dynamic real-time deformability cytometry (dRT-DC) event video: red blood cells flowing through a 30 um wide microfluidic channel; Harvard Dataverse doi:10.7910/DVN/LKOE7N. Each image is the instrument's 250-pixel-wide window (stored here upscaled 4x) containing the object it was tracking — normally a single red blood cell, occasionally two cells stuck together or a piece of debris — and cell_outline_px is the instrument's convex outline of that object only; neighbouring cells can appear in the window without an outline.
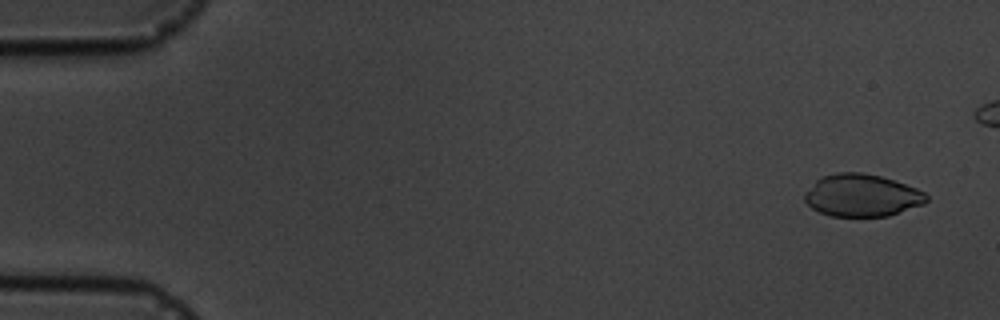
{"species": "common noctule bat (a hibernating species)", "species_latin": "Nyctalus noctula", "temperature_condition": "cold", "stored_images_in_passage": 5, "camera_frame_rate_fps": 3000, "um_per_image_px": 0.085, "animal": {"sex": "male", "body_mass_g": 19.5, "forearm_length_mm": 54.6}, "frame": {"image": 1, "passage_image": 1, "time_ms": 0.0, "image_size_px": [1000, 320], "cell_outline_px": [[928, 200], [924, 204], [888, 216], [832, 216], [820, 212], [812, 208], [804, 200], [804, 192], [820, 176], [836, 172], [860, 172], [880, 176], [916, 188], [924, 192], [928, 196]], "centroid_in_image_um": [73.23, 16.6], "position_along_channel_um": 11.8, "area_um2": 30.06}}